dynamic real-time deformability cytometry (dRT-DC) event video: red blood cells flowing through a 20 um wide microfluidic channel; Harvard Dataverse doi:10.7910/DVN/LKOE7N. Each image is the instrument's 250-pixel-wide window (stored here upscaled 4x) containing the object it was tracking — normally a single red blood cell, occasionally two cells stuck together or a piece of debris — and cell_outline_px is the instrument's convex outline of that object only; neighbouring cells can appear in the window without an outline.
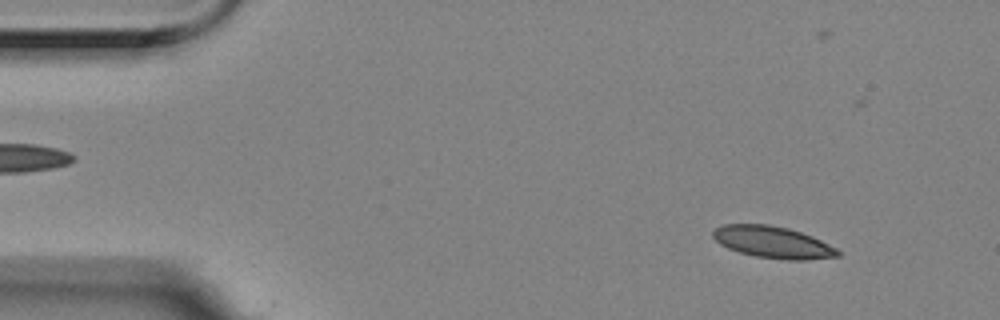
{"species": "Egyptian fruit bat (a non-hibernating species)", "species_latin": "Rousettus aegyptiacus", "temperature_condition": "room temperature", "stored_images_in_passage": 5, "camera_frame_rate_fps": 3000, "um_per_image_px": 0.085, "animal": {"sex": "female"}, "frame": {"image": 1, "passage_image": 2, "time_ms": 0.333, "image_size_px": [1000, 320], "cell_outline_px": [[840, 256], [804, 260], [788, 260], [756, 256], [740, 252], [728, 248], [720, 244], [712, 236], [712, 232], [716, 228], [724, 224], [768, 224], [788, 228], [812, 236], [836, 248], [840, 252]], "centroid_in_image_um": [65.68, 20.58], "position_along_channel_um": 19.3, "area_um2": 22.95}}
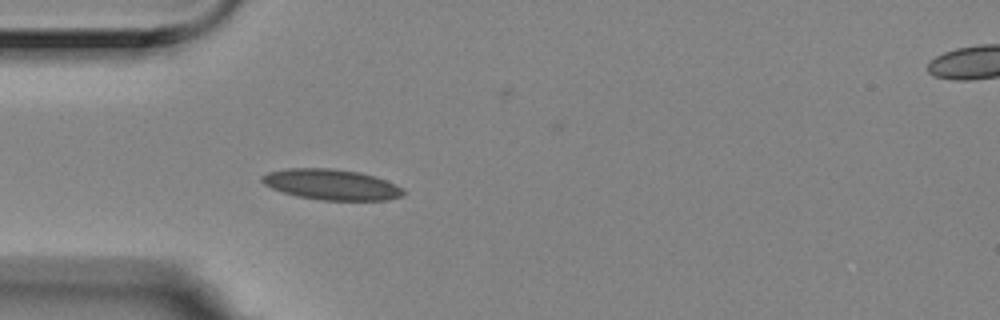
{"frame": {"image": 2, "passage_image": 5, "time_ms": 1.333, "image_size_px": [1000, 320], "cell_outline_px": [[404, 196], [388, 200], [320, 200], [296, 196], [272, 188], [264, 184], [260, 180], [260, 176], [268, 172], [288, 168], [328, 168], [360, 172], [376, 176], [396, 184], [404, 188]], "centroid_in_image_um": [28.19, 15.68], "position_along_channel_um": 56.8, "area_um2": 25.43}}